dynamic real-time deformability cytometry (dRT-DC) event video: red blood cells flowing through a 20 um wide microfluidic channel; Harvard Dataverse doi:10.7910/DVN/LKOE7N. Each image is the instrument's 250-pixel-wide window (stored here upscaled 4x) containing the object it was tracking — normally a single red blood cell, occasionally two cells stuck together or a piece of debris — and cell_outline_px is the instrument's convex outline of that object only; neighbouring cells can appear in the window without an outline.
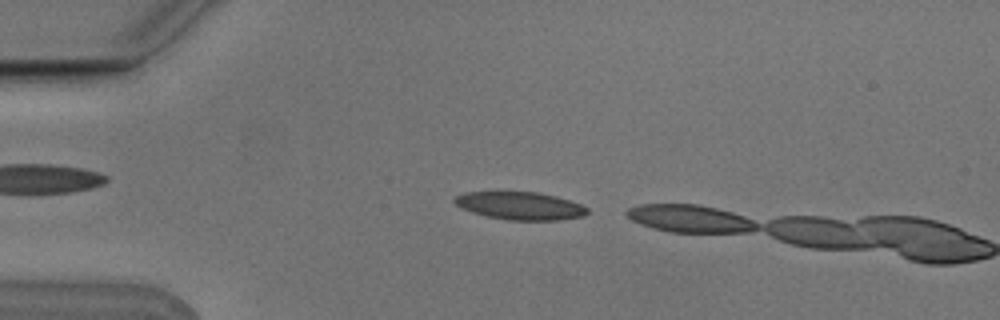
{"species": "Egyptian fruit bat (a non-hibernating species)", "species_latin": "Rousettus aegyptiacus", "temperature_condition": "cold", "stored_images_in_passage": 2, "camera_frame_rate_fps": 3000, "um_per_image_px": 0.085, "animal": {"sex": "male"}, "frame": {"image": 1, "passage_image": 1, "time_ms": 0.0, "image_size_px": [1000, 320], "cell_outline_px": [[588, 212], [584, 216], [556, 220], [508, 220], [488, 216], [472, 212], [456, 204], [452, 200], [456, 196], [464, 192], [496, 188], [540, 192], [556, 196], [580, 204], [588, 208]], "centroid_in_image_um": [44.14, 17.42], "position_along_channel_um": 40.9, "area_um2": 22.43}}